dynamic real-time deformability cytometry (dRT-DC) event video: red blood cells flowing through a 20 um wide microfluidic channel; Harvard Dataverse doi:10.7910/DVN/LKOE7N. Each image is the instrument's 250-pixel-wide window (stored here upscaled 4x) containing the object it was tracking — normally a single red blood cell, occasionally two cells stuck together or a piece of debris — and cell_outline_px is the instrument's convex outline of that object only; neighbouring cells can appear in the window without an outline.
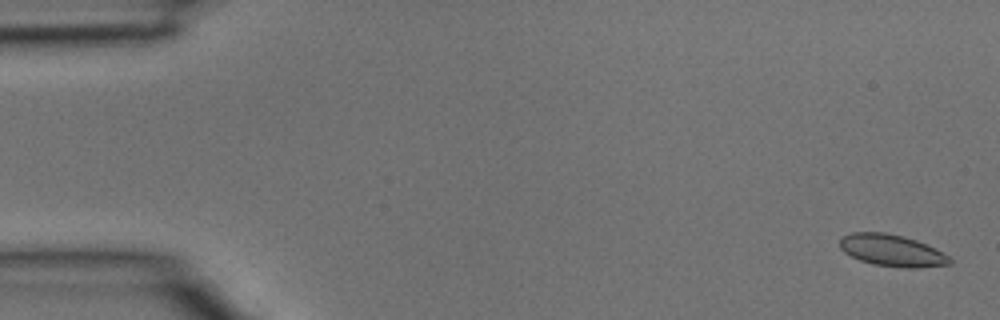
{"species": "common noctule bat (a hibernating species)", "species_latin": "Nyctalus noctula", "temperature_condition": "room temperature", "stored_images_in_passage": 40, "camera_frame_rate_fps": 3000, "um_per_image_px": 0.085, "animal": {"sex": "male", "body_mass_g": 15.6}, "frame": {"image": 1, "passage_image": 2, "time_ms": 0.333, "image_size_px": [1000, 320], "cell_outline_px": [[952, 264], [916, 268], [904, 268], [872, 264], [860, 260], [844, 252], [840, 248], [840, 240], [844, 236], [852, 232], [884, 232], [904, 236], [916, 240], [948, 256], [952, 260]], "centroid_in_image_um": [75.79, 21.29], "position_along_channel_um": 9.2, "area_um2": 20.17}}
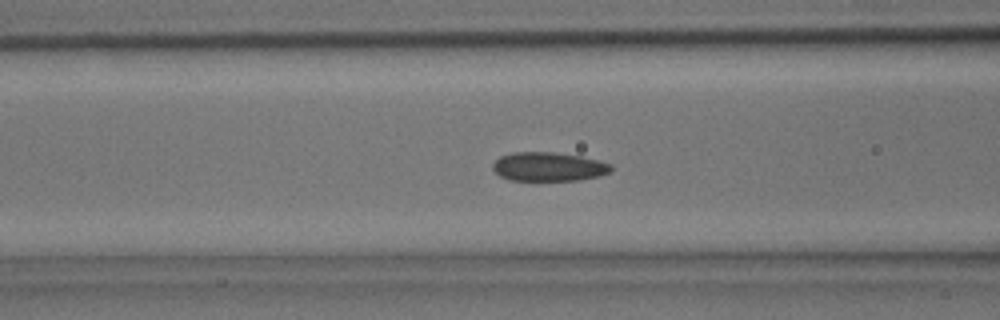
{"frame": {"image": 2, "passage_image": 16, "time_ms": 5.0, "image_size_px": [1000, 320], "cell_outline_px": [[612, 172], [600, 176], [580, 180], [508, 180], [500, 176], [492, 168], [492, 164], [500, 156], [512, 152], [556, 152], [580, 156], [612, 164]], "centroid_in_image_um": [46.64, 14.17], "position_along_channel_um": 120.0, "area_um2": 20.06}}
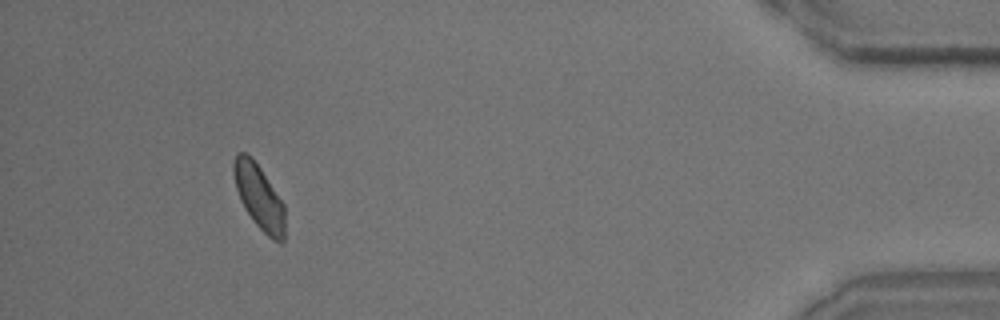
{"frame": {"image": 3, "passage_image": 37, "time_ms": 12.0, "image_size_px": [1000, 320], "cell_outline_px": [[284, 240], [280, 244], [272, 240], [256, 224], [244, 208], [240, 200], [236, 188], [232, 172], [232, 164], [236, 152], [248, 152], [260, 168], [284, 204]], "centroid_in_image_um": [21.99, 16.71], "position_along_channel_um": 413.2, "area_um2": 19.36}}